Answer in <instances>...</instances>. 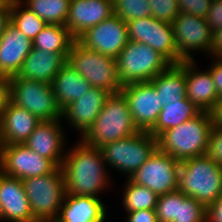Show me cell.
Masks as SVG:
<instances>
[{
    "mask_svg": "<svg viewBox=\"0 0 222 222\" xmlns=\"http://www.w3.org/2000/svg\"><path fill=\"white\" fill-rule=\"evenodd\" d=\"M155 211L158 222H173L177 219L178 191L160 195Z\"/></svg>",
    "mask_w": 222,
    "mask_h": 222,
    "instance_id": "34",
    "label": "cell"
},
{
    "mask_svg": "<svg viewBox=\"0 0 222 222\" xmlns=\"http://www.w3.org/2000/svg\"><path fill=\"white\" fill-rule=\"evenodd\" d=\"M40 121L7 98L0 117L4 145L24 144Z\"/></svg>",
    "mask_w": 222,
    "mask_h": 222,
    "instance_id": "21",
    "label": "cell"
},
{
    "mask_svg": "<svg viewBox=\"0 0 222 222\" xmlns=\"http://www.w3.org/2000/svg\"><path fill=\"white\" fill-rule=\"evenodd\" d=\"M212 126V113L201 111L194 118L163 132L158 137V148L179 161L205 155Z\"/></svg>",
    "mask_w": 222,
    "mask_h": 222,
    "instance_id": "3",
    "label": "cell"
},
{
    "mask_svg": "<svg viewBox=\"0 0 222 222\" xmlns=\"http://www.w3.org/2000/svg\"><path fill=\"white\" fill-rule=\"evenodd\" d=\"M214 82L217 95L222 97V59H213L212 65L208 68Z\"/></svg>",
    "mask_w": 222,
    "mask_h": 222,
    "instance_id": "40",
    "label": "cell"
},
{
    "mask_svg": "<svg viewBox=\"0 0 222 222\" xmlns=\"http://www.w3.org/2000/svg\"><path fill=\"white\" fill-rule=\"evenodd\" d=\"M195 60L185 61L186 98L200 111L212 112L220 97L215 90L210 71H199Z\"/></svg>",
    "mask_w": 222,
    "mask_h": 222,
    "instance_id": "22",
    "label": "cell"
},
{
    "mask_svg": "<svg viewBox=\"0 0 222 222\" xmlns=\"http://www.w3.org/2000/svg\"><path fill=\"white\" fill-rule=\"evenodd\" d=\"M32 49V40L9 23L0 38V77L16 76Z\"/></svg>",
    "mask_w": 222,
    "mask_h": 222,
    "instance_id": "19",
    "label": "cell"
},
{
    "mask_svg": "<svg viewBox=\"0 0 222 222\" xmlns=\"http://www.w3.org/2000/svg\"><path fill=\"white\" fill-rule=\"evenodd\" d=\"M213 0H177L179 12L206 18Z\"/></svg>",
    "mask_w": 222,
    "mask_h": 222,
    "instance_id": "36",
    "label": "cell"
},
{
    "mask_svg": "<svg viewBox=\"0 0 222 222\" xmlns=\"http://www.w3.org/2000/svg\"><path fill=\"white\" fill-rule=\"evenodd\" d=\"M22 183L34 218L55 221L66 194L61 167L51 174L24 179Z\"/></svg>",
    "mask_w": 222,
    "mask_h": 222,
    "instance_id": "7",
    "label": "cell"
},
{
    "mask_svg": "<svg viewBox=\"0 0 222 222\" xmlns=\"http://www.w3.org/2000/svg\"><path fill=\"white\" fill-rule=\"evenodd\" d=\"M67 56L68 53H48L33 48L16 77L51 84L60 68L67 62Z\"/></svg>",
    "mask_w": 222,
    "mask_h": 222,
    "instance_id": "23",
    "label": "cell"
},
{
    "mask_svg": "<svg viewBox=\"0 0 222 222\" xmlns=\"http://www.w3.org/2000/svg\"><path fill=\"white\" fill-rule=\"evenodd\" d=\"M51 86L57 103L62 110L71 102L81 98L92 87L67 62L60 68Z\"/></svg>",
    "mask_w": 222,
    "mask_h": 222,
    "instance_id": "26",
    "label": "cell"
},
{
    "mask_svg": "<svg viewBox=\"0 0 222 222\" xmlns=\"http://www.w3.org/2000/svg\"><path fill=\"white\" fill-rule=\"evenodd\" d=\"M180 161L159 148L129 178L132 182L151 189L158 196L177 191Z\"/></svg>",
    "mask_w": 222,
    "mask_h": 222,
    "instance_id": "10",
    "label": "cell"
},
{
    "mask_svg": "<svg viewBox=\"0 0 222 222\" xmlns=\"http://www.w3.org/2000/svg\"><path fill=\"white\" fill-rule=\"evenodd\" d=\"M207 222H222V195L207 208Z\"/></svg>",
    "mask_w": 222,
    "mask_h": 222,
    "instance_id": "42",
    "label": "cell"
},
{
    "mask_svg": "<svg viewBox=\"0 0 222 222\" xmlns=\"http://www.w3.org/2000/svg\"><path fill=\"white\" fill-rule=\"evenodd\" d=\"M212 32L222 28V0H213L205 18Z\"/></svg>",
    "mask_w": 222,
    "mask_h": 222,
    "instance_id": "38",
    "label": "cell"
},
{
    "mask_svg": "<svg viewBox=\"0 0 222 222\" xmlns=\"http://www.w3.org/2000/svg\"><path fill=\"white\" fill-rule=\"evenodd\" d=\"M128 108L127 99L120 93L111 94L95 122L81 136V141L94 148L138 133Z\"/></svg>",
    "mask_w": 222,
    "mask_h": 222,
    "instance_id": "4",
    "label": "cell"
},
{
    "mask_svg": "<svg viewBox=\"0 0 222 222\" xmlns=\"http://www.w3.org/2000/svg\"><path fill=\"white\" fill-rule=\"evenodd\" d=\"M123 192V206L126 212L156 208L158 195L145 186L132 182L129 178Z\"/></svg>",
    "mask_w": 222,
    "mask_h": 222,
    "instance_id": "31",
    "label": "cell"
},
{
    "mask_svg": "<svg viewBox=\"0 0 222 222\" xmlns=\"http://www.w3.org/2000/svg\"><path fill=\"white\" fill-rule=\"evenodd\" d=\"M110 95L103 89L91 87L81 98L71 102L62 110V119L69 120L72 128L80 131L82 136L95 122Z\"/></svg>",
    "mask_w": 222,
    "mask_h": 222,
    "instance_id": "20",
    "label": "cell"
},
{
    "mask_svg": "<svg viewBox=\"0 0 222 222\" xmlns=\"http://www.w3.org/2000/svg\"><path fill=\"white\" fill-rule=\"evenodd\" d=\"M213 116V124L222 128V97L219 99L215 109L211 112Z\"/></svg>",
    "mask_w": 222,
    "mask_h": 222,
    "instance_id": "44",
    "label": "cell"
},
{
    "mask_svg": "<svg viewBox=\"0 0 222 222\" xmlns=\"http://www.w3.org/2000/svg\"><path fill=\"white\" fill-rule=\"evenodd\" d=\"M118 78L122 86L150 82L171 63L151 46L129 40L116 59Z\"/></svg>",
    "mask_w": 222,
    "mask_h": 222,
    "instance_id": "5",
    "label": "cell"
},
{
    "mask_svg": "<svg viewBox=\"0 0 222 222\" xmlns=\"http://www.w3.org/2000/svg\"><path fill=\"white\" fill-rule=\"evenodd\" d=\"M32 222H50V221L35 220V221H32Z\"/></svg>",
    "mask_w": 222,
    "mask_h": 222,
    "instance_id": "48",
    "label": "cell"
},
{
    "mask_svg": "<svg viewBox=\"0 0 222 222\" xmlns=\"http://www.w3.org/2000/svg\"><path fill=\"white\" fill-rule=\"evenodd\" d=\"M113 15L111 0H70L65 27L77 40L92 26Z\"/></svg>",
    "mask_w": 222,
    "mask_h": 222,
    "instance_id": "18",
    "label": "cell"
},
{
    "mask_svg": "<svg viewBox=\"0 0 222 222\" xmlns=\"http://www.w3.org/2000/svg\"><path fill=\"white\" fill-rule=\"evenodd\" d=\"M151 15L167 23H172L180 13L177 0H150Z\"/></svg>",
    "mask_w": 222,
    "mask_h": 222,
    "instance_id": "35",
    "label": "cell"
},
{
    "mask_svg": "<svg viewBox=\"0 0 222 222\" xmlns=\"http://www.w3.org/2000/svg\"><path fill=\"white\" fill-rule=\"evenodd\" d=\"M8 0H0V7L3 6Z\"/></svg>",
    "mask_w": 222,
    "mask_h": 222,
    "instance_id": "47",
    "label": "cell"
},
{
    "mask_svg": "<svg viewBox=\"0 0 222 222\" xmlns=\"http://www.w3.org/2000/svg\"><path fill=\"white\" fill-rule=\"evenodd\" d=\"M201 111L188 98L170 103L161 109L156 124L148 131L158 138L163 132L182 124L198 115Z\"/></svg>",
    "mask_w": 222,
    "mask_h": 222,
    "instance_id": "27",
    "label": "cell"
},
{
    "mask_svg": "<svg viewBox=\"0 0 222 222\" xmlns=\"http://www.w3.org/2000/svg\"><path fill=\"white\" fill-rule=\"evenodd\" d=\"M67 63L92 87L110 94L121 92L122 84L118 78L116 59L89 50L76 40L68 53Z\"/></svg>",
    "mask_w": 222,
    "mask_h": 222,
    "instance_id": "6",
    "label": "cell"
},
{
    "mask_svg": "<svg viewBox=\"0 0 222 222\" xmlns=\"http://www.w3.org/2000/svg\"><path fill=\"white\" fill-rule=\"evenodd\" d=\"M134 125L139 131L148 132L155 124L163 108L155 87L150 82L133 83L122 86Z\"/></svg>",
    "mask_w": 222,
    "mask_h": 222,
    "instance_id": "15",
    "label": "cell"
},
{
    "mask_svg": "<svg viewBox=\"0 0 222 222\" xmlns=\"http://www.w3.org/2000/svg\"><path fill=\"white\" fill-rule=\"evenodd\" d=\"M113 14L125 22L151 17L150 0H115L113 2Z\"/></svg>",
    "mask_w": 222,
    "mask_h": 222,
    "instance_id": "33",
    "label": "cell"
},
{
    "mask_svg": "<svg viewBox=\"0 0 222 222\" xmlns=\"http://www.w3.org/2000/svg\"><path fill=\"white\" fill-rule=\"evenodd\" d=\"M61 120L63 119L40 121L24 143L40 156L51 160L57 167H61L65 157L63 147L66 137Z\"/></svg>",
    "mask_w": 222,
    "mask_h": 222,
    "instance_id": "16",
    "label": "cell"
},
{
    "mask_svg": "<svg viewBox=\"0 0 222 222\" xmlns=\"http://www.w3.org/2000/svg\"><path fill=\"white\" fill-rule=\"evenodd\" d=\"M58 167L40 156L25 144L4 145L0 159V171L8 176L24 180L53 173Z\"/></svg>",
    "mask_w": 222,
    "mask_h": 222,
    "instance_id": "14",
    "label": "cell"
},
{
    "mask_svg": "<svg viewBox=\"0 0 222 222\" xmlns=\"http://www.w3.org/2000/svg\"><path fill=\"white\" fill-rule=\"evenodd\" d=\"M106 162L100 148L90 147L81 140L65 153L61 169L66 194L98 197L111 185Z\"/></svg>",
    "mask_w": 222,
    "mask_h": 222,
    "instance_id": "1",
    "label": "cell"
},
{
    "mask_svg": "<svg viewBox=\"0 0 222 222\" xmlns=\"http://www.w3.org/2000/svg\"><path fill=\"white\" fill-rule=\"evenodd\" d=\"M208 54L216 59H222V28L212 32Z\"/></svg>",
    "mask_w": 222,
    "mask_h": 222,
    "instance_id": "41",
    "label": "cell"
},
{
    "mask_svg": "<svg viewBox=\"0 0 222 222\" xmlns=\"http://www.w3.org/2000/svg\"><path fill=\"white\" fill-rule=\"evenodd\" d=\"M158 148V138L150 132L138 133L101 147L107 165L130 178Z\"/></svg>",
    "mask_w": 222,
    "mask_h": 222,
    "instance_id": "9",
    "label": "cell"
},
{
    "mask_svg": "<svg viewBox=\"0 0 222 222\" xmlns=\"http://www.w3.org/2000/svg\"><path fill=\"white\" fill-rule=\"evenodd\" d=\"M150 83L155 87L161 106L186 98L185 61L171 64Z\"/></svg>",
    "mask_w": 222,
    "mask_h": 222,
    "instance_id": "25",
    "label": "cell"
},
{
    "mask_svg": "<svg viewBox=\"0 0 222 222\" xmlns=\"http://www.w3.org/2000/svg\"><path fill=\"white\" fill-rule=\"evenodd\" d=\"M177 191L208 208L222 195V166L207 154L180 161Z\"/></svg>",
    "mask_w": 222,
    "mask_h": 222,
    "instance_id": "2",
    "label": "cell"
},
{
    "mask_svg": "<svg viewBox=\"0 0 222 222\" xmlns=\"http://www.w3.org/2000/svg\"><path fill=\"white\" fill-rule=\"evenodd\" d=\"M127 222H158L154 209L127 212Z\"/></svg>",
    "mask_w": 222,
    "mask_h": 222,
    "instance_id": "39",
    "label": "cell"
},
{
    "mask_svg": "<svg viewBox=\"0 0 222 222\" xmlns=\"http://www.w3.org/2000/svg\"><path fill=\"white\" fill-rule=\"evenodd\" d=\"M177 55L182 61H192L194 51L208 54L212 30L207 20L188 13H179L171 23Z\"/></svg>",
    "mask_w": 222,
    "mask_h": 222,
    "instance_id": "12",
    "label": "cell"
},
{
    "mask_svg": "<svg viewBox=\"0 0 222 222\" xmlns=\"http://www.w3.org/2000/svg\"><path fill=\"white\" fill-rule=\"evenodd\" d=\"M4 148L3 138H2V129H1V122H0V159L2 156V151Z\"/></svg>",
    "mask_w": 222,
    "mask_h": 222,
    "instance_id": "46",
    "label": "cell"
},
{
    "mask_svg": "<svg viewBox=\"0 0 222 222\" xmlns=\"http://www.w3.org/2000/svg\"><path fill=\"white\" fill-rule=\"evenodd\" d=\"M10 23L32 41L47 25V23L33 11L25 5L23 7V3L20 0H11Z\"/></svg>",
    "mask_w": 222,
    "mask_h": 222,
    "instance_id": "30",
    "label": "cell"
},
{
    "mask_svg": "<svg viewBox=\"0 0 222 222\" xmlns=\"http://www.w3.org/2000/svg\"><path fill=\"white\" fill-rule=\"evenodd\" d=\"M10 3L8 0L3 6L0 7V38L5 30V27L10 23Z\"/></svg>",
    "mask_w": 222,
    "mask_h": 222,
    "instance_id": "43",
    "label": "cell"
},
{
    "mask_svg": "<svg viewBox=\"0 0 222 222\" xmlns=\"http://www.w3.org/2000/svg\"><path fill=\"white\" fill-rule=\"evenodd\" d=\"M77 41L89 50L117 59L129 42L127 22L113 14L88 29Z\"/></svg>",
    "mask_w": 222,
    "mask_h": 222,
    "instance_id": "13",
    "label": "cell"
},
{
    "mask_svg": "<svg viewBox=\"0 0 222 222\" xmlns=\"http://www.w3.org/2000/svg\"><path fill=\"white\" fill-rule=\"evenodd\" d=\"M106 209L98 197L65 194L55 222H105Z\"/></svg>",
    "mask_w": 222,
    "mask_h": 222,
    "instance_id": "24",
    "label": "cell"
},
{
    "mask_svg": "<svg viewBox=\"0 0 222 222\" xmlns=\"http://www.w3.org/2000/svg\"><path fill=\"white\" fill-rule=\"evenodd\" d=\"M7 98V79L0 77V117L4 102Z\"/></svg>",
    "mask_w": 222,
    "mask_h": 222,
    "instance_id": "45",
    "label": "cell"
},
{
    "mask_svg": "<svg viewBox=\"0 0 222 222\" xmlns=\"http://www.w3.org/2000/svg\"><path fill=\"white\" fill-rule=\"evenodd\" d=\"M47 24L65 26L70 0H20Z\"/></svg>",
    "mask_w": 222,
    "mask_h": 222,
    "instance_id": "29",
    "label": "cell"
},
{
    "mask_svg": "<svg viewBox=\"0 0 222 222\" xmlns=\"http://www.w3.org/2000/svg\"><path fill=\"white\" fill-rule=\"evenodd\" d=\"M215 163L222 166V128L212 126L210 135L208 150L206 153Z\"/></svg>",
    "mask_w": 222,
    "mask_h": 222,
    "instance_id": "37",
    "label": "cell"
},
{
    "mask_svg": "<svg viewBox=\"0 0 222 222\" xmlns=\"http://www.w3.org/2000/svg\"><path fill=\"white\" fill-rule=\"evenodd\" d=\"M76 39L61 25L47 24L33 39V48L48 53H69Z\"/></svg>",
    "mask_w": 222,
    "mask_h": 222,
    "instance_id": "28",
    "label": "cell"
},
{
    "mask_svg": "<svg viewBox=\"0 0 222 222\" xmlns=\"http://www.w3.org/2000/svg\"><path fill=\"white\" fill-rule=\"evenodd\" d=\"M7 97L41 121L62 119L51 84L13 76L7 79Z\"/></svg>",
    "mask_w": 222,
    "mask_h": 222,
    "instance_id": "8",
    "label": "cell"
},
{
    "mask_svg": "<svg viewBox=\"0 0 222 222\" xmlns=\"http://www.w3.org/2000/svg\"><path fill=\"white\" fill-rule=\"evenodd\" d=\"M127 27L129 40L151 46L171 64L182 62L177 55V46L170 23L151 16L128 21Z\"/></svg>",
    "mask_w": 222,
    "mask_h": 222,
    "instance_id": "11",
    "label": "cell"
},
{
    "mask_svg": "<svg viewBox=\"0 0 222 222\" xmlns=\"http://www.w3.org/2000/svg\"><path fill=\"white\" fill-rule=\"evenodd\" d=\"M0 220L8 222H32L30 203L21 179L0 171Z\"/></svg>",
    "mask_w": 222,
    "mask_h": 222,
    "instance_id": "17",
    "label": "cell"
},
{
    "mask_svg": "<svg viewBox=\"0 0 222 222\" xmlns=\"http://www.w3.org/2000/svg\"><path fill=\"white\" fill-rule=\"evenodd\" d=\"M173 222H207V208L193 197L178 191L177 219Z\"/></svg>",
    "mask_w": 222,
    "mask_h": 222,
    "instance_id": "32",
    "label": "cell"
}]
</instances>
